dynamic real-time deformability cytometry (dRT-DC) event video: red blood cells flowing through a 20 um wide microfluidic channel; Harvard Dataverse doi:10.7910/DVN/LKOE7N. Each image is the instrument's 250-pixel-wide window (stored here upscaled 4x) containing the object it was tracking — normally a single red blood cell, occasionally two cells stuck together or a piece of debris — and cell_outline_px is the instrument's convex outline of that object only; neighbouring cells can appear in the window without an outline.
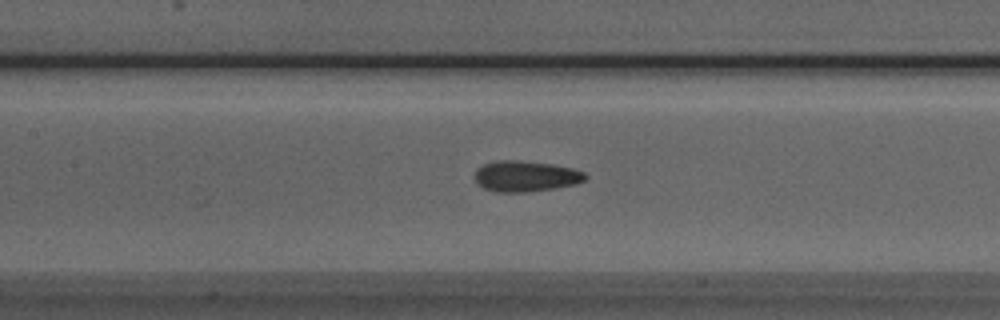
{"species": "Egyptian fruit bat (a non-hibernating species)", "species_latin": "Rousettus aegyptiacus", "temperature_condition": "room temperature", "stored_images_in_passage": 42, "camera_frame_rate_fps": 3000, "um_per_image_px": 0.085, "animal": {"sex": "male"}, "frame": {"image": 1, "passage_image": 14, "time_ms": 4.333, "image_size_px": [1000, 320], "cell_outline_px": [[588, 176], [584, 180], [576, 184], [528, 192], [496, 192], [484, 188], [476, 180], [476, 168], [484, 164], [496, 160], [516, 160], [552, 164], [572, 168], [584, 172]], "centroid_in_image_um": [44.68, 14.97], "position_along_channel_um": 162.7, "area_um2": 19.71}}
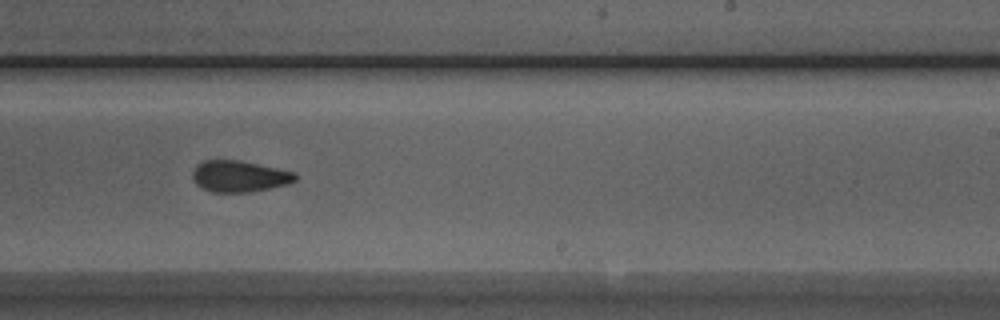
{"frame": {"image": 2, "passage_image": 22, "time_ms": 7.0, "image_size_px": [1000, 320], "cell_outline_px": [[296, 180], [288, 184], [248, 192], [212, 192], [200, 188], [196, 184], [192, 176], [192, 172], [196, 164], [200, 160], [240, 160], [296, 172]], "centroid_in_image_um": [20.3, 14.97], "position_along_channel_um": 268.7, "area_um2": 18.9}}
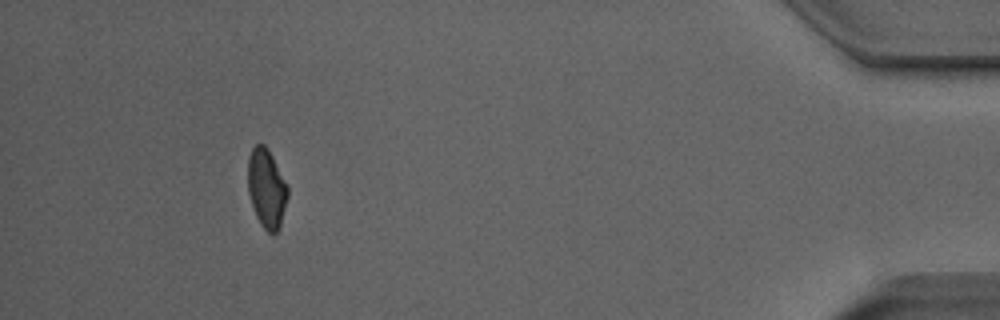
{"frame": {"image": 3, "passage_image": 38, "time_ms": 12.333, "image_size_px": [1000, 320], "cell_outline_px": [[288, 196], [280, 224], [276, 232], [272, 236], [260, 224], [256, 216], [248, 192], [248, 156], [252, 148], [256, 144], [264, 144], [268, 148], [288, 188]], "centroid_in_image_um": [22.64, 16.01], "position_along_channel_um": 412.6, "area_um2": 18.15}, "authors_computed_cell_mechanics": {"area_um2": 19.363, "velocity_mm_per_s": 3.9829, "shape_relaxation_time_tau1_ms": 6.8153, "shape_relaxation_time_tau2_ms": 1.6841, "deformation_change_tau1": 0.1355, "deformation_change_tau2": 0.0691}}